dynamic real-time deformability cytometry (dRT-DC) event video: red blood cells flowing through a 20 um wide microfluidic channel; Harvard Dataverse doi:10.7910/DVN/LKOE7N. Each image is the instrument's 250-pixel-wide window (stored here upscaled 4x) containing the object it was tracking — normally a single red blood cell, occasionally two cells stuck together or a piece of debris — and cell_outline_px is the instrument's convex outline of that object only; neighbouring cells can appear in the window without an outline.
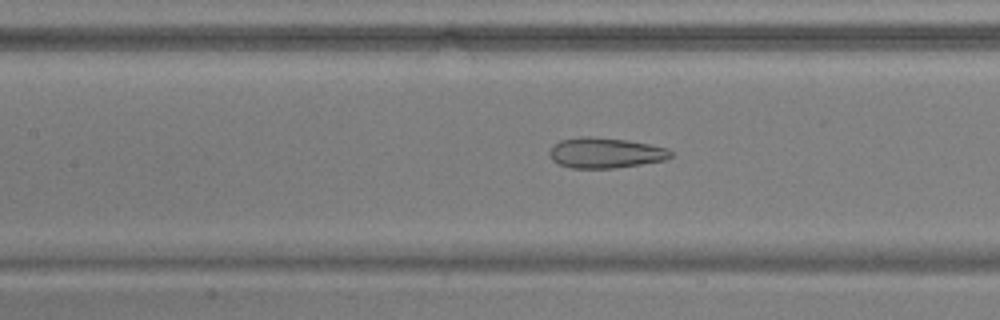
{"species": "common noctule bat (a hibernating species)", "species_latin": "Nyctalus noctula", "temperature_condition": "warm", "stored_images_in_passage": 42, "camera_frame_rate_fps": 3000, "um_per_image_px": 0.085, "animal": {"sex": "male", "body_mass_g": 17.9, "forearm_length_mm": 54.2}, "frame": {"image": 1, "passage_image": 24, "time_ms": 7.667, "image_size_px": [1000, 320], "cell_outline_px": [[672, 156], [664, 160], [616, 168], [572, 168], [560, 164], [552, 160], [548, 152], [552, 144], [560, 140], [580, 136], [588, 136], [628, 140], [668, 148], [672, 152]], "centroid_in_image_um": [51.42, 12.98], "position_along_channel_um": 156.0, "area_um2": 21.56}}
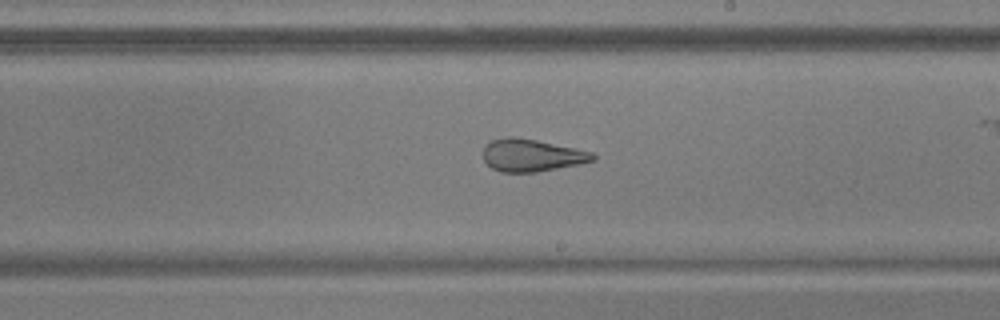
{"frame": {"image": 2, "passage_image": 31, "time_ms": 10.0, "image_size_px": [1000, 320], "cell_outline_px": [[596, 160], [580, 164], [536, 172], [500, 172], [492, 168], [484, 160], [484, 144], [492, 140], [508, 136], [512, 136], [536, 140], [592, 152], [596, 156]], "centroid_in_image_um": [45.18, 13.2], "position_along_channel_um": 243.8, "area_um2": 20.63}}
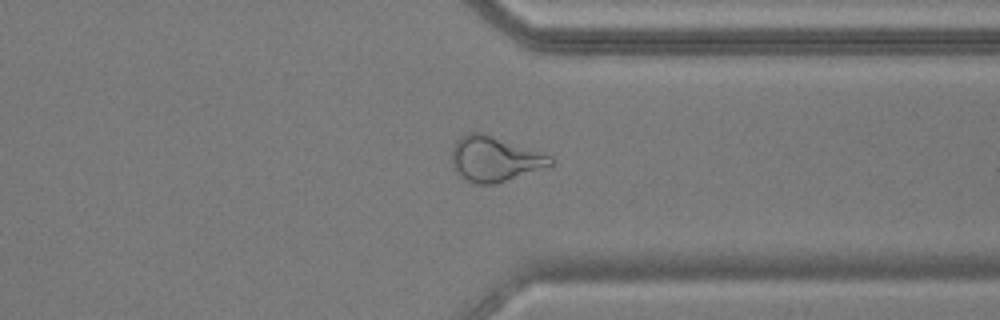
{"frame": {"image": 3, "passage_image": 41, "time_ms": 13.333, "image_size_px": [1000, 320], "cell_outline_px": [[552, 164], [492, 184], [476, 184], [468, 180], [452, 168], [452, 148], [456, 140], [460, 136], [468, 132], [480, 132], [552, 156]], "centroid_in_image_um": [41.96, 13.48], "position_along_channel_um": 369.4, "area_um2": 25.09}}